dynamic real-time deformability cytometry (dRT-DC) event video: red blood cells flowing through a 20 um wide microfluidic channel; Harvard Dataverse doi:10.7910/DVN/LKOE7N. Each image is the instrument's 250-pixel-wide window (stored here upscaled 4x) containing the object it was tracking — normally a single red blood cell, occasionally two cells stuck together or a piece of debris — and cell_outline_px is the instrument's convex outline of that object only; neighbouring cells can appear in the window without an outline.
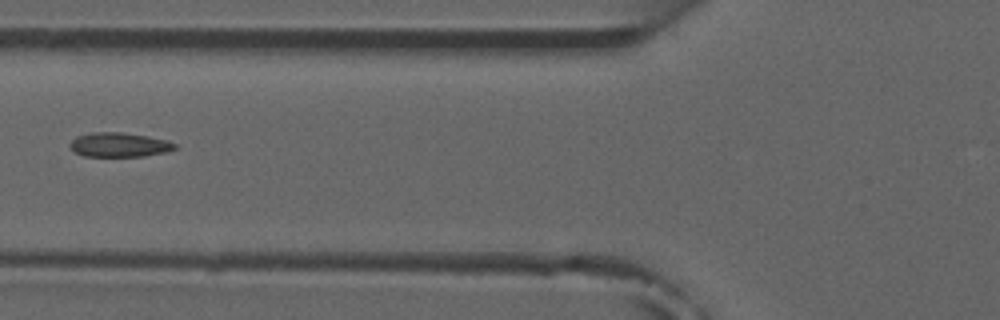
{"species": "common noctule bat (a hibernating species)", "species_latin": "Nyctalus noctula", "temperature_condition": "room temperature", "stored_images_in_passage": 6, "camera_frame_rate_fps": 3000, "um_per_image_px": 0.085, "animal": {"sex": "male", "forearm_length_mm": 52.5}, "frame": {"image": 1, "passage_image": 6, "time_ms": 5.667, "image_size_px": [1000, 320], "cell_outline_px": [[176, 148], [168, 152], [144, 156], [84, 156], [76, 152], [68, 144], [76, 136], [92, 132], [124, 132], [148, 136], [168, 140], [176, 144]], "centroid_in_image_um": [10.16, 12.3], "position_along_channel_um": 115.6, "area_um2": 14.97}}